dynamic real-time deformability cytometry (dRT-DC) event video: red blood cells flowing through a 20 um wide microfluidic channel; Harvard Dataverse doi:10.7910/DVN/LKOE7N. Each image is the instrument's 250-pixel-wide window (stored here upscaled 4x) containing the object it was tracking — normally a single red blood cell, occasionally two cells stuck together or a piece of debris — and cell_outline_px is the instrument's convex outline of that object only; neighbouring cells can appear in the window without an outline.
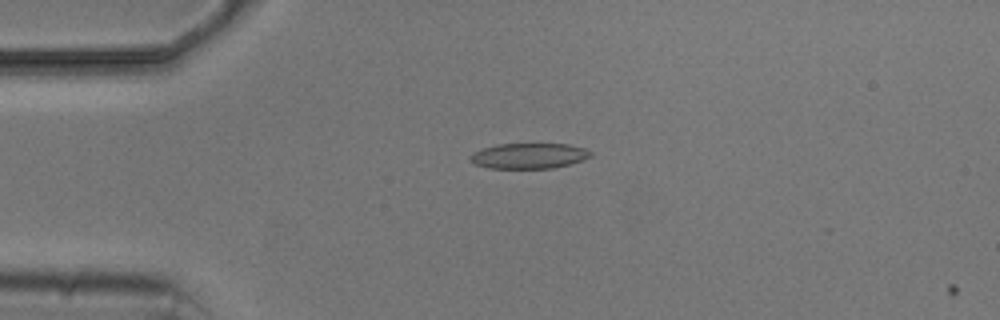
{"species": "common noctule bat (a hibernating species)", "species_latin": "Nyctalus noctula", "temperature_condition": "cold", "stored_images_in_passage": 3, "camera_frame_rate_fps": 3000, "um_per_image_px": 0.085, "animal": {"sex": "male", "body_mass_g": 20.5, "forearm_length_mm": 52.5}, "frame": {"image": 1, "passage_image": 2, "time_ms": 2.0, "image_size_px": [1000, 320], "cell_outline_px": [[592, 156], [584, 160], [572, 164], [552, 168], [488, 168], [476, 164], [468, 160], [468, 156], [484, 148], [496, 144], [568, 144], [584, 148], [592, 152]], "centroid_in_image_um": [44.99, 13.25], "position_along_channel_um": 40.0, "area_um2": 17.92}}